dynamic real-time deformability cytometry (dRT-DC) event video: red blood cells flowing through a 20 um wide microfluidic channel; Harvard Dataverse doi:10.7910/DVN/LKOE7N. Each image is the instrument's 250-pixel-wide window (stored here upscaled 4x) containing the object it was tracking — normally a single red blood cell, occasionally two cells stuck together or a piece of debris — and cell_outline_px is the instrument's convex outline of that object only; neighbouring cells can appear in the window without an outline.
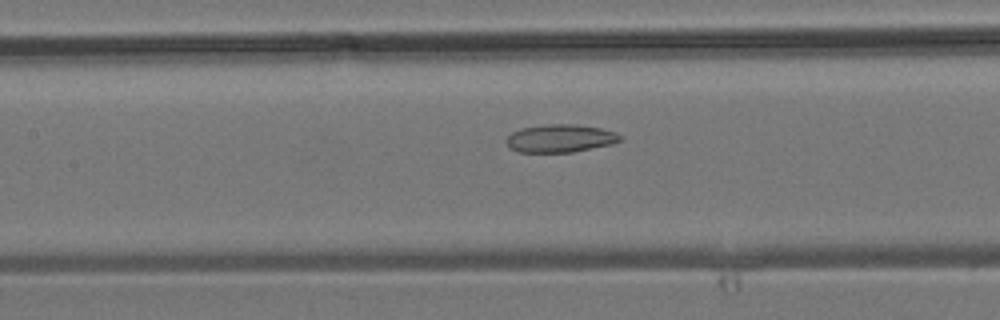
{"species": "common noctule bat (a hibernating species)", "species_latin": "Nyctalus noctula", "temperature_condition": "room temperature", "stored_images_in_passage": 7, "camera_frame_rate_fps": 3000, "um_per_image_px": 0.085, "animal": {"sex": "male", "body_mass_g": 19.2, "forearm_length_mm": 51.8}, "frame": {"image": 1, "passage_image": 7, "time_ms": 7.0, "image_size_px": [1000, 320], "cell_outline_px": [[624, 140], [612, 144], [572, 152], [520, 152], [508, 148], [504, 140], [512, 132], [520, 128], [548, 124], [576, 124], [600, 128], [616, 132], [624, 136]], "centroid_in_image_um": [47.63, 11.76], "position_along_channel_um": 159.8, "area_um2": 18.79}}